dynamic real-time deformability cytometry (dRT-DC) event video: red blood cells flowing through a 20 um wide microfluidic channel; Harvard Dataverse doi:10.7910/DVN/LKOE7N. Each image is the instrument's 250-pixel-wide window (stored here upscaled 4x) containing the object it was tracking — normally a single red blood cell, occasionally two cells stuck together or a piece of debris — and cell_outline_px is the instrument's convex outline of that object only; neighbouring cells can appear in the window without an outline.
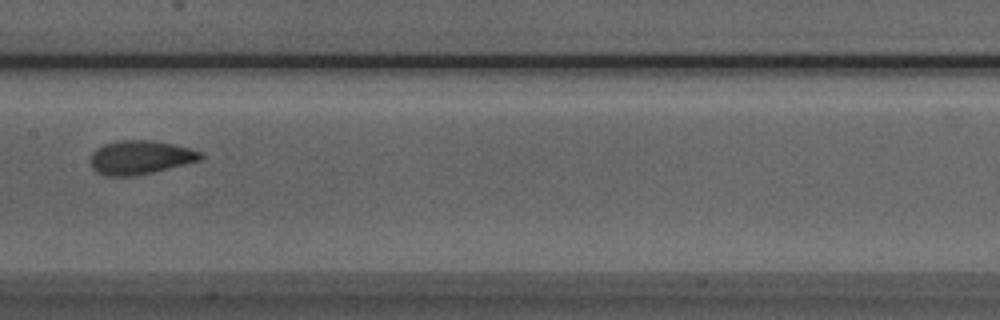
{"species": "Egyptian fruit bat (a non-hibernating species)", "species_latin": "Rousettus aegyptiacus", "temperature_condition": "room temperature", "stored_images_in_passage": 7, "camera_frame_rate_fps": 3000, "um_per_image_px": 0.085, "animal": {"sex": "male"}, "frame": {"image": 1, "passage_image": 7, "time_ms": 7.667, "image_size_px": [1000, 320], "cell_outline_px": [[204, 156], [200, 160], [152, 172], [132, 176], [104, 176], [96, 172], [92, 168], [88, 160], [92, 152], [96, 148], [104, 144], [120, 140], [148, 140], [172, 144], [188, 148], [200, 152]], "centroid_in_image_um": [11.84, 13.38], "position_along_channel_um": 195.6, "area_um2": 21.62}}